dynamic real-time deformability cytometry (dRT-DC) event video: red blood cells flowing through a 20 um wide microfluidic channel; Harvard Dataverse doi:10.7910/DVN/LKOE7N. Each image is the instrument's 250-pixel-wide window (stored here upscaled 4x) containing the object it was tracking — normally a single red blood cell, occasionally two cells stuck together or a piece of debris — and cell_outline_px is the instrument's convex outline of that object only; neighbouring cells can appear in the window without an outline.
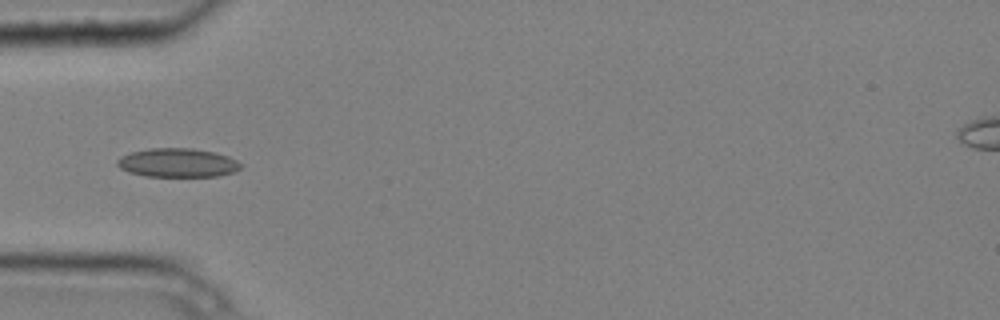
{"species": "common noctule bat (a hibernating species)", "species_latin": "Nyctalus noctula", "temperature_condition": "cold", "stored_images_in_passage": 5, "camera_frame_rate_fps": 3000, "um_per_image_px": 0.085, "animal": {"sex": "male", "body_mass_g": 20.4}, "frame": {"image": 1, "passage_image": 4, "time_ms": 1.0, "image_size_px": [1000, 320], "cell_outline_px": [[240, 168], [236, 172], [216, 176], [144, 176], [128, 172], [120, 168], [116, 164], [116, 160], [120, 156], [132, 152], [148, 148], [192, 148], [216, 152], [228, 156], [236, 160], [240, 164]], "centroid_in_image_um": [15.07, 13.83], "position_along_channel_um": 69.9, "area_um2": 20.87}}
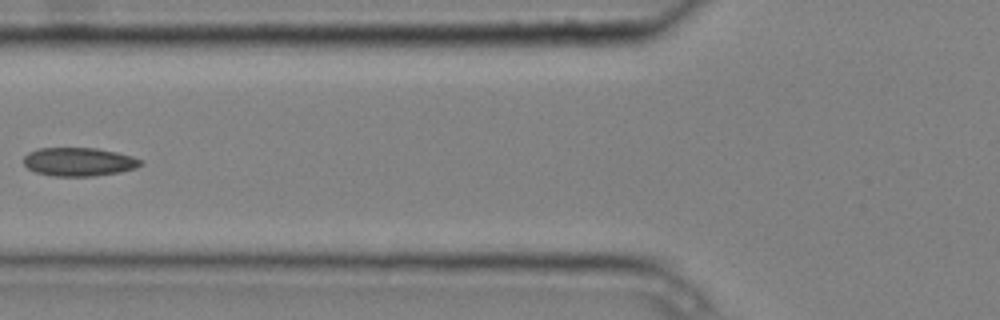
{"frame": {"image": 2, "passage_image": 5, "time_ms": 1.333, "image_size_px": [1000, 320], "cell_outline_px": [[144, 164], [136, 168], [120, 172], [96, 176], [52, 176], [36, 172], [28, 168], [24, 164], [24, 156], [28, 152], [40, 148], [96, 148], [116, 152], [132, 156], [144, 160]], "centroid_in_image_um": [6.74, 13.76], "position_along_channel_um": 119.1, "area_um2": 19.59}}